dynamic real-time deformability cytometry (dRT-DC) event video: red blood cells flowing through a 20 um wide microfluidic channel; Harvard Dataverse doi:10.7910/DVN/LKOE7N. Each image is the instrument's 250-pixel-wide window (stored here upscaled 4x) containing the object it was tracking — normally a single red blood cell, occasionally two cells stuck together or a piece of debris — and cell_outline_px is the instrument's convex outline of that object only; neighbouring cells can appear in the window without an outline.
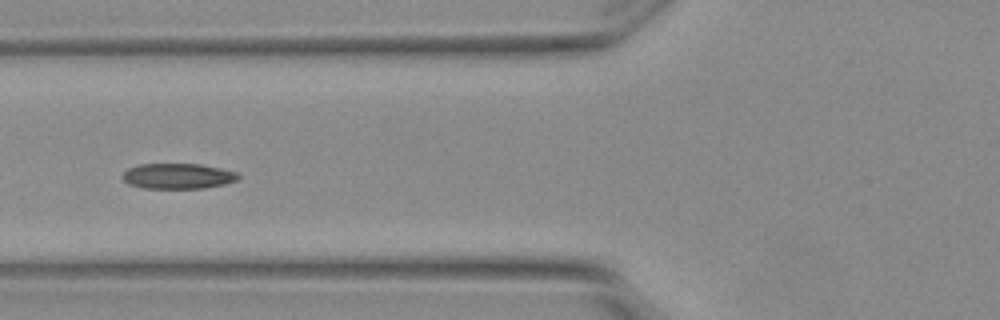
{"species": "Egyptian fruit bat (a non-hibernating species)", "species_latin": "Rousettus aegyptiacus", "temperature_condition": "warm", "stored_images_in_passage": 9, "camera_frame_rate_fps": 3000, "um_per_image_px": 0.085, "animal": {"sex": "female"}, "frame": {"image": 1, "passage_image": 7, "time_ms": 2.0, "image_size_px": [1000, 320], "cell_outline_px": [[240, 176], [236, 180], [224, 184], [204, 188], [144, 188], [128, 184], [120, 176], [128, 168], [140, 164], [200, 164], [240, 172]], "centroid_in_image_um": [15.12, 14.96], "position_along_channel_um": 110.7, "area_um2": 17.22}}
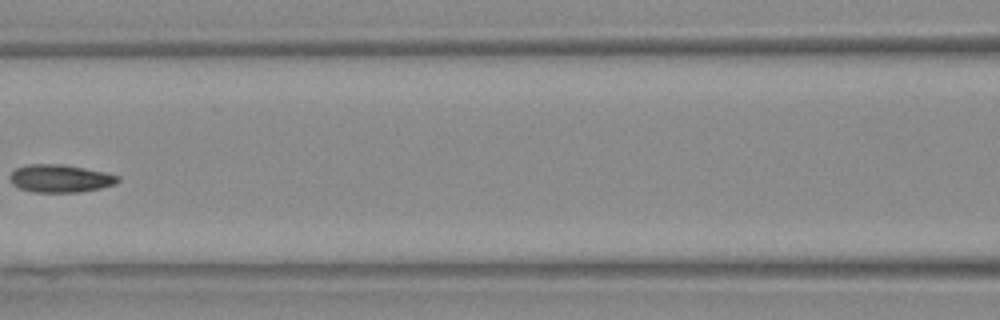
{"frame": {"image": 2, "passage_image": 8, "time_ms": 2.333, "image_size_px": [1000, 320], "cell_outline_px": [[120, 180], [116, 184], [100, 188], [80, 192], [32, 192], [20, 188], [12, 184], [12, 172], [16, 168], [28, 164], [64, 164], [104, 172], [120, 176]], "centroid_in_image_um": [5.15, 15.17], "position_along_channel_um": 161.4, "area_um2": 17.4}}
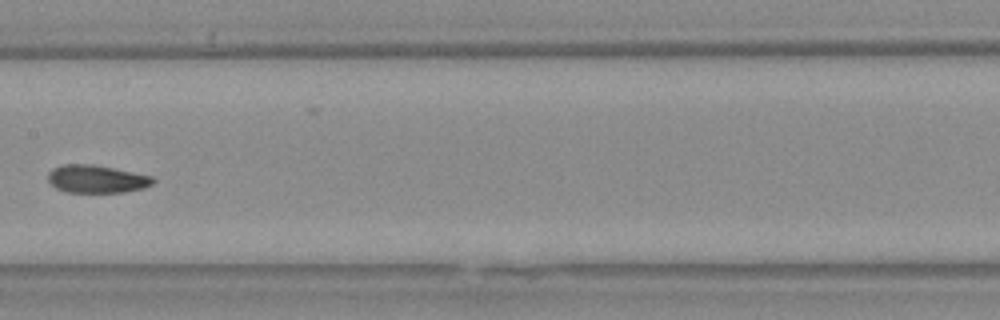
{"frame": {"image": 3, "passage_image": 9, "time_ms": 2.667, "image_size_px": [1000, 320], "cell_outline_px": [[156, 180], [152, 184], [144, 188], [124, 192], [68, 192], [56, 188], [48, 180], [48, 172], [52, 168], [64, 164], [92, 164], [152, 176]], "centroid_in_image_um": [8.2, 15.21], "position_along_channel_um": 199.2, "area_um2": 16.94}}